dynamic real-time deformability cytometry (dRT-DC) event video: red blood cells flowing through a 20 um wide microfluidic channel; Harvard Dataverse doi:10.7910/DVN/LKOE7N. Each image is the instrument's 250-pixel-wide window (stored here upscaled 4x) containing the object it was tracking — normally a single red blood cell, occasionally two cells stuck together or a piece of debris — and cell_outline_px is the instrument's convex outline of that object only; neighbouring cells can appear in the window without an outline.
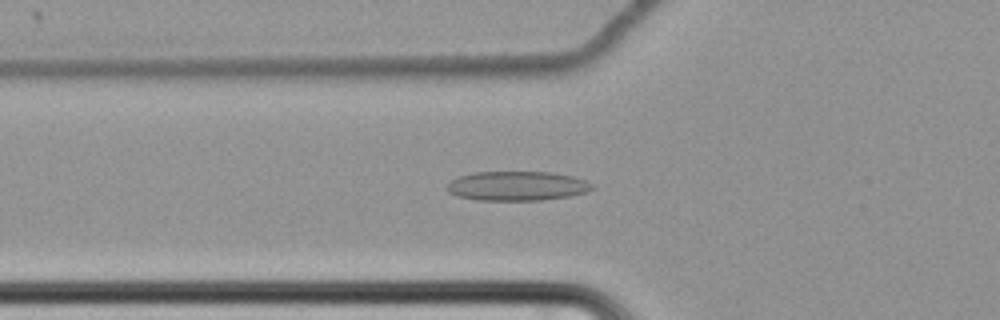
{"species": "common noctule bat (a hibernating species)", "species_latin": "Nyctalus noctula", "temperature_condition": "cold", "stored_images_in_passage": 51, "camera_frame_rate_fps": 3000, "um_per_image_px": 0.085, "animal": {"sex": "female", "body_mass_g": 22.7, "forearm_length_mm": 54.2}, "frame": {"image": 1, "passage_image": 13, "time_ms": 4.0, "image_size_px": [1000, 320], "cell_outline_px": [[592, 188], [588, 192], [568, 196], [544, 200], [476, 200], [456, 196], [448, 192], [448, 184], [452, 180], [460, 176], [476, 172], [552, 172], [572, 176], [584, 180], [592, 184]], "centroid_in_image_um": [43.95, 15.81], "position_along_channel_um": 81.9, "area_um2": 24.74}}
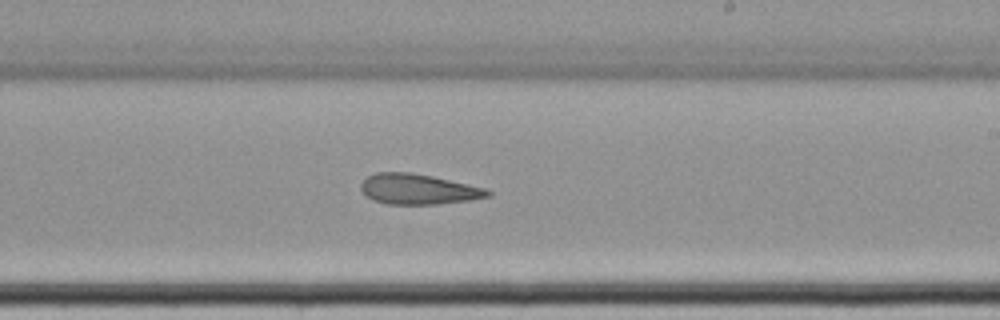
{"frame": {"image": 2, "passage_image": 28, "time_ms": 9.0, "image_size_px": [1000, 320], "cell_outline_px": [[492, 196], [468, 200], [436, 204], [388, 204], [372, 200], [360, 188], [360, 184], [368, 176], [376, 172], [412, 172], [432, 176], [488, 188], [492, 192]], "centroid_in_image_um": [35.58, 16.07], "position_along_channel_um": 253.4, "area_um2": 22.48}}
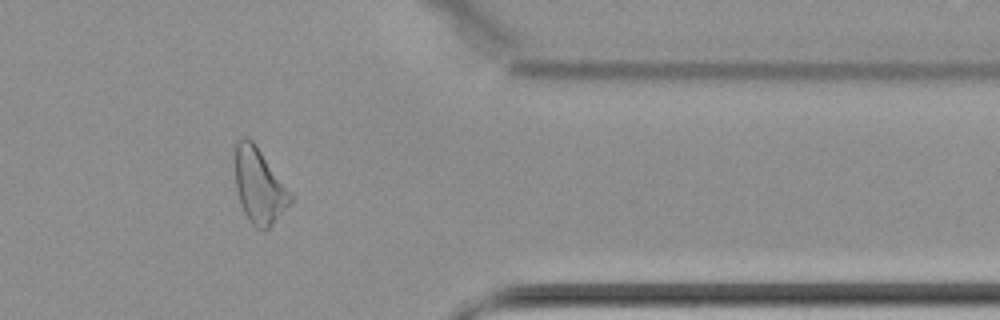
{"frame": {"image": 3, "passage_image": 41, "time_ms": 13.333, "image_size_px": [1000, 320], "cell_outline_px": [[292, 200], [272, 224], [264, 232], [256, 228], [248, 220], [240, 204], [236, 192], [232, 152], [232, 144], [236, 140], [244, 136], [252, 140], [256, 144], [292, 196]], "centroid_in_image_um": [21.92, 15.73], "position_along_channel_um": 389.5, "area_um2": 24.62}, "authors_computed_cell_mechanics": {"area_um2": 24.4494, "velocity_mm_per_s": 3.4469, "shape_relaxation_time_tau1_ms": null, "shape_relaxation_time_tau2_ms": 6.7282, "deformation_change_tau1": null, "deformation_change_tau2": 0.1759}}